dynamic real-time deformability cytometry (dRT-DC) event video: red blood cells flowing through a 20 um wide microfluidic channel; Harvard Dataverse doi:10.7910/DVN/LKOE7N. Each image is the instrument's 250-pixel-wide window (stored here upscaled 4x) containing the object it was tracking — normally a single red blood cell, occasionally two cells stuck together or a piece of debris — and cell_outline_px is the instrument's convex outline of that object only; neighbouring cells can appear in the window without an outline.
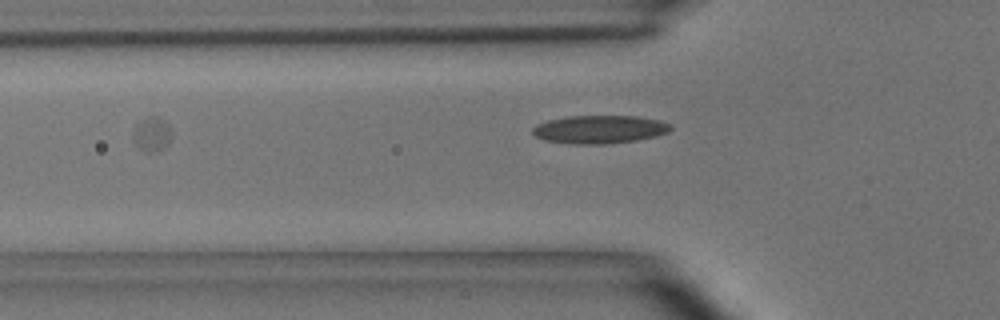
{"species": "common noctule bat (a hibernating species)", "species_latin": "Nyctalus noctula", "temperature_condition": "room temperature", "stored_images_in_passage": 12, "camera_frame_rate_fps": 3000, "um_per_image_px": 0.085, "animal": {"sex": "male", "body_mass_g": 15.6}, "frame": {"image": 1, "passage_image": 12, "time_ms": 3.667, "image_size_px": [1000, 320], "cell_outline_px": [[672, 128], [668, 132], [656, 136], [636, 140], [608, 144], [572, 144], [544, 140], [536, 136], [532, 132], [532, 128], [536, 124], [548, 120], [568, 116], [636, 116], [660, 120], [672, 124]], "centroid_in_image_um": [50.97, 11.0], "position_along_channel_um": 74.8, "area_um2": 22.77}}